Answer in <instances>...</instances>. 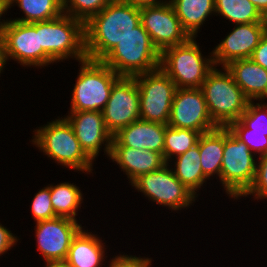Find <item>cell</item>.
I'll return each mask as SVG.
<instances>
[{"label":"cell","instance_id":"obj_33","mask_svg":"<svg viewBox=\"0 0 267 267\" xmlns=\"http://www.w3.org/2000/svg\"><path fill=\"white\" fill-rule=\"evenodd\" d=\"M246 197L252 198L254 202L255 200H257L256 202L262 200L267 202V154L257 159L256 176L253 185L240 199L246 200Z\"/></svg>","mask_w":267,"mask_h":267},{"label":"cell","instance_id":"obj_14","mask_svg":"<svg viewBox=\"0 0 267 267\" xmlns=\"http://www.w3.org/2000/svg\"><path fill=\"white\" fill-rule=\"evenodd\" d=\"M168 126L210 132L218 126L211 119L201 88H177Z\"/></svg>","mask_w":267,"mask_h":267},{"label":"cell","instance_id":"obj_19","mask_svg":"<svg viewBox=\"0 0 267 267\" xmlns=\"http://www.w3.org/2000/svg\"><path fill=\"white\" fill-rule=\"evenodd\" d=\"M86 228L83 226L72 239L65 262L70 267H105L109 258L107 241L95 230Z\"/></svg>","mask_w":267,"mask_h":267},{"label":"cell","instance_id":"obj_18","mask_svg":"<svg viewBox=\"0 0 267 267\" xmlns=\"http://www.w3.org/2000/svg\"><path fill=\"white\" fill-rule=\"evenodd\" d=\"M167 126L162 123L139 119L114 134L111 146H127L154 151L163 155L164 136Z\"/></svg>","mask_w":267,"mask_h":267},{"label":"cell","instance_id":"obj_34","mask_svg":"<svg viewBox=\"0 0 267 267\" xmlns=\"http://www.w3.org/2000/svg\"><path fill=\"white\" fill-rule=\"evenodd\" d=\"M119 254L115 253L114 255L110 256V259H107L105 264V267H152L154 260L153 258L149 256H138L132 255L129 253V255L125 252H118Z\"/></svg>","mask_w":267,"mask_h":267},{"label":"cell","instance_id":"obj_28","mask_svg":"<svg viewBox=\"0 0 267 267\" xmlns=\"http://www.w3.org/2000/svg\"><path fill=\"white\" fill-rule=\"evenodd\" d=\"M200 135L201 133L198 131L167 126L163 149L165 162L168 163L173 158L197 145Z\"/></svg>","mask_w":267,"mask_h":267},{"label":"cell","instance_id":"obj_13","mask_svg":"<svg viewBox=\"0 0 267 267\" xmlns=\"http://www.w3.org/2000/svg\"><path fill=\"white\" fill-rule=\"evenodd\" d=\"M102 113L112 135L140 119V95L135 77L121 76L113 84Z\"/></svg>","mask_w":267,"mask_h":267},{"label":"cell","instance_id":"obj_41","mask_svg":"<svg viewBox=\"0 0 267 267\" xmlns=\"http://www.w3.org/2000/svg\"><path fill=\"white\" fill-rule=\"evenodd\" d=\"M43 267H70L65 261L48 262L42 265Z\"/></svg>","mask_w":267,"mask_h":267},{"label":"cell","instance_id":"obj_31","mask_svg":"<svg viewBox=\"0 0 267 267\" xmlns=\"http://www.w3.org/2000/svg\"><path fill=\"white\" fill-rule=\"evenodd\" d=\"M239 120L251 132L267 133V100L249 101Z\"/></svg>","mask_w":267,"mask_h":267},{"label":"cell","instance_id":"obj_40","mask_svg":"<svg viewBox=\"0 0 267 267\" xmlns=\"http://www.w3.org/2000/svg\"><path fill=\"white\" fill-rule=\"evenodd\" d=\"M251 1L260 14L267 19V0H249Z\"/></svg>","mask_w":267,"mask_h":267},{"label":"cell","instance_id":"obj_38","mask_svg":"<svg viewBox=\"0 0 267 267\" xmlns=\"http://www.w3.org/2000/svg\"><path fill=\"white\" fill-rule=\"evenodd\" d=\"M7 62H8V59L6 56L5 44L3 41L2 34L0 33V77L2 74H4L3 72H5L4 70L7 66L6 64H9Z\"/></svg>","mask_w":267,"mask_h":267},{"label":"cell","instance_id":"obj_4","mask_svg":"<svg viewBox=\"0 0 267 267\" xmlns=\"http://www.w3.org/2000/svg\"><path fill=\"white\" fill-rule=\"evenodd\" d=\"M196 39L190 37L186 42L161 53L160 68L176 88H201L207 74L215 67L212 51H208V56L203 54Z\"/></svg>","mask_w":267,"mask_h":267},{"label":"cell","instance_id":"obj_17","mask_svg":"<svg viewBox=\"0 0 267 267\" xmlns=\"http://www.w3.org/2000/svg\"><path fill=\"white\" fill-rule=\"evenodd\" d=\"M232 27V31L227 32L212 50L213 63L217 67H225L234 60L249 59L267 31V23L234 24Z\"/></svg>","mask_w":267,"mask_h":267},{"label":"cell","instance_id":"obj_16","mask_svg":"<svg viewBox=\"0 0 267 267\" xmlns=\"http://www.w3.org/2000/svg\"><path fill=\"white\" fill-rule=\"evenodd\" d=\"M63 116L72 126L81 148L93 162L102 150L109 159L113 135L106 128L102 111L68 112Z\"/></svg>","mask_w":267,"mask_h":267},{"label":"cell","instance_id":"obj_25","mask_svg":"<svg viewBox=\"0 0 267 267\" xmlns=\"http://www.w3.org/2000/svg\"><path fill=\"white\" fill-rule=\"evenodd\" d=\"M50 186V199L57 217L70 218L80 222L77 218L81 207H85L84 193L74 182H59L48 184ZM83 203V206H82Z\"/></svg>","mask_w":267,"mask_h":267},{"label":"cell","instance_id":"obj_11","mask_svg":"<svg viewBox=\"0 0 267 267\" xmlns=\"http://www.w3.org/2000/svg\"><path fill=\"white\" fill-rule=\"evenodd\" d=\"M134 77L140 95V119L168 125L175 83L160 67Z\"/></svg>","mask_w":267,"mask_h":267},{"label":"cell","instance_id":"obj_5","mask_svg":"<svg viewBox=\"0 0 267 267\" xmlns=\"http://www.w3.org/2000/svg\"><path fill=\"white\" fill-rule=\"evenodd\" d=\"M161 53L140 23L101 61L117 75L134 77L160 67Z\"/></svg>","mask_w":267,"mask_h":267},{"label":"cell","instance_id":"obj_15","mask_svg":"<svg viewBox=\"0 0 267 267\" xmlns=\"http://www.w3.org/2000/svg\"><path fill=\"white\" fill-rule=\"evenodd\" d=\"M140 18L143 28L160 53L190 38L168 0L160 5L141 7Z\"/></svg>","mask_w":267,"mask_h":267},{"label":"cell","instance_id":"obj_35","mask_svg":"<svg viewBox=\"0 0 267 267\" xmlns=\"http://www.w3.org/2000/svg\"><path fill=\"white\" fill-rule=\"evenodd\" d=\"M17 243H21L19 237L0 222V258L6 254L9 255L7 251L12 248L15 250V247L18 246Z\"/></svg>","mask_w":267,"mask_h":267},{"label":"cell","instance_id":"obj_1","mask_svg":"<svg viewBox=\"0 0 267 267\" xmlns=\"http://www.w3.org/2000/svg\"><path fill=\"white\" fill-rule=\"evenodd\" d=\"M140 23L139 7L124 0H112L85 23L87 59L101 61Z\"/></svg>","mask_w":267,"mask_h":267},{"label":"cell","instance_id":"obj_10","mask_svg":"<svg viewBox=\"0 0 267 267\" xmlns=\"http://www.w3.org/2000/svg\"><path fill=\"white\" fill-rule=\"evenodd\" d=\"M6 56L9 61L17 62L22 68L42 69L56 62L40 46L36 22L21 23L7 20L2 29Z\"/></svg>","mask_w":267,"mask_h":267},{"label":"cell","instance_id":"obj_30","mask_svg":"<svg viewBox=\"0 0 267 267\" xmlns=\"http://www.w3.org/2000/svg\"><path fill=\"white\" fill-rule=\"evenodd\" d=\"M227 128L257 157L267 154V133L251 132L240 120L232 122Z\"/></svg>","mask_w":267,"mask_h":267},{"label":"cell","instance_id":"obj_39","mask_svg":"<svg viewBox=\"0 0 267 267\" xmlns=\"http://www.w3.org/2000/svg\"><path fill=\"white\" fill-rule=\"evenodd\" d=\"M8 13V3L7 0H0V33L3 27L6 25L8 17L5 16Z\"/></svg>","mask_w":267,"mask_h":267},{"label":"cell","instance_id":"obj_29","mask_svg":"<svg viewBox=\"0 0 267 267\" xmlns=\"http://www.w3.org/2000/svg\"><path fill=\"white\" fill-rule=\"evenodd\" d=\"M112 0H63V12L86 23Z\"/></svg>","mask_w":267,"mask_h":267},{"label":"cell","instance_id":"obj_26","mask_svg":"<svg viewBox=\"0 0 267 267\" xmlns=\"http://www.w3.org/2000/svg\"><path fill=\"white\" fill-rule=\"evenodd\" d=\"M8 13L11 8L18 7L23 15L11 17L8 20L21 23H34L48 21L61 16L63 12V0H7Z\"/></svg>","mask_w":267,"mask_h":267},{"label":"cell","instance_id":"obj_2","mask_svg":"<svg viewBox=\"0 0 267 267\" xmlns=\"http://www.w3.org/2000/svg\"><path fill=\"white\" fill-rule=\"evenodd\" d=\"M55 119V120H54ZM46 124L33 129L31 145L62 168L78 174L93 175L94 162L85 154L65 117L57 116ZM94 165V166H93ZM94 168V169H93Z\"/></svg>","mask_w":267,"mask_h":267},{"label":"cell","instance_id":"obj_23","mask_svg":"<svg viewBox=\"0 0 267 267\" xmlns=\"http://www.w3.org/2000/svg\"><path fill=\"white\" fill-rule=\"evenodd\" d=\"M200 161L199 146L187 150L170 160L167 164L174 175L198 198L202 191H207L208 179L204 176ZM205 189V190H203ZM198 193V194H197Z\"/></svg>","mask_w":267,"mask_h":267},{"label":"cell","instance_id":"obj_7","mask_svg":"<svg viewBox=\"0 0 267 267\" xmlns=\"http://www.w3.org/2000/svg\"><path fill=\"white\" fill-rule=\"evenodd\" d=\"M36 32L40 46L56 63L87 59L83 21L63 13L55 19L36 22Z\"/></svg>","mask_w":267,"mask_h":267},{"label":"cell","instance_id":"obj_8","mask_svg":"<svg viewBox=\"0 0 267 267\" xmlns=\"http://www.w3.org/2000/svg\"><path fill=\"white\" fill-rule=\"evenodd\" d=\"M258 157L249 147L224 127V151L220 185L231 201H238L253 185Z\"/></svg>","mask_w":267,"mask_h":267},{"label":"cell","instance_id":"obj_22","mask_svg":"<svg viewBox=\"0 0 267 267\" xmlns=\"http://www.w3.org/2000/svg\"><path fill=\"white\" fill-rule=\"evenodd\" d=\"M168 1L172 5L177 18L180 20L182 28L190 37H198L205 24L209 23L206 21L212 19L213 16L215 17V0Z\"/></svg>","mask_w":267,"mask_h":267},{"label":"cell","instance_id":"obj_20","mask_svg":"<svg viewBox=\"0 0 267 267\" xmlns=\"http://www.w3.org/2000/svg\"><path fill=\"white\" fill-rule=\"evenodd\" d=\"M108 160L123 171L129 184L140 175L159 170L167 164L161 153L127 146H111Z\"/></svg>","mask_w":267,"mask_h":267},{"label":"cell","instance_id":"obj_21","mask_svg":"<svg viewBox=\"0 0 267 267\" xmlns=\"http://www.w3.org/2000/svg\"><path fill=\"white\" fill-rule=\"evenodd\" d=\"M250 101L267 100V70L249 59L231 61L225 66Z\"/></svg>","mask_w":267,"mask_h":267},{"label":"cell","instance_id":"obj_27","mask_svg":"<svg viewBox=\"0 0 267 267\" xmlns=\"http://www.w3.org/2000/svg\"><path fill=\"white\" fill-rule=\"evenodd\" d=\"M215 16H219V19L221 16L232 25L267 23V19L260 14L249 0H215Z\"/></svg>","mask_w":267,"mask_h":267},{"label":"cell","instance_id":"obj_6","mask_svg":"<svg viewBox=\"0 0 267 267\" xmlns=\"http://www.w3.org/2000/svg\"><path fill=\"white\" fill-rule=\"evenodd\" d=\"M80 65V66H79ZM71 88L68 112L102 111L108 102L113 84L121 77L102 61H79Z\"/></svg>","mask_w":267,"mask_h":267},{"label":"cell","instance_id":"obj_3","mask_svg":"<svg viewBox=\"0 0 267 267\" xmlns=\"http://www.w3.org/2000/svg\"><path fill=\"white\" fill-rule=\"evenodd\" d=\"M207 109L218 127H228L245 112L249 99L226 67L215 66L202 83Z\"/></svg>","mask_w":267,"mask_h":267},{"label":"cell","instance_id":"obj_36","mask_svg":"<svg viewBox=\"0 0 267 267\" xmlns=\"http://www.w3.org/2000/svg\"><path fill=\"white\" fill-rule=\"evenodd\" d=\"M250 59L267 70V31L261 37Z\"/></svg>","mask_w":267,"mask_h":267},{"label":"cell","instance_id":"obj_12","mask_svg":"<svg viewBox=\"0 0 267 267\" xmlns=\"http://www.w3.org/2000/svg\"><path fill=\"white\" fill-rule=\"evenodd\" d=\"M83 223L65 217L36 222L34 225L36 246L44 263L65 261L74 236Z\"/></svg>","mask_w":267,"mask_h":267},{"label":"cell","instance_id":"obj_32","mask_svg":"<svg viewBox=\"0 0 267 267\" xmlns=\"http://www.w3.org/2000/svg\"><path fill=\"white\" fill-rule=\"evenodd\" d=\"M34 194L29 207L34 223L57 217L50 199V186L46 185Z\"/></svg>","mask_w":267,"mask_h":267},{"label":"cell","instance_id":"obj_37","mask_svg":"<svg viewBox=\"0 0 267 267\" xmlns=\"http://www.w3.org/2000/svg\"><path fill=\"white\" fill-rule=\"evenodd\" d=\"M127 3L134 5L135 7L155 6L166 2L167 0H124Z\"/></svg>","mask_w":267,"mask_h":267},{"label":"cell","instance_id":"obj_9","mask_svg":"<svg viewBox=\"0 0 267 267\" xmlns=\"http://www.w3.org/2000/svg\"><path fill=\"white\" fill-rule=\"evenodd\" d=\"M130 186L134 192H139L154 205L156 203L159 207L171 210L169 213L186 211L199 201V198L174 175L168 164L159 170L140 175Z\"/></svg>","mask_w":267,"mask_h":267},{"label":"cell","instance_id":"obj_24","mask_svg":"<svg viewBox=\"0 0 267 267\" xmlns=\"http://www.w3.org/2000/svg\"><path fill=\"white\" fill-rule=\"evenodd\" d=\"M197 145L204 176L210 181L219 182L224 151V127H218L200 135ZM219 180V181H218Z\"/></svg>","mask_w":267,"mask_h":267}]
</instances>
